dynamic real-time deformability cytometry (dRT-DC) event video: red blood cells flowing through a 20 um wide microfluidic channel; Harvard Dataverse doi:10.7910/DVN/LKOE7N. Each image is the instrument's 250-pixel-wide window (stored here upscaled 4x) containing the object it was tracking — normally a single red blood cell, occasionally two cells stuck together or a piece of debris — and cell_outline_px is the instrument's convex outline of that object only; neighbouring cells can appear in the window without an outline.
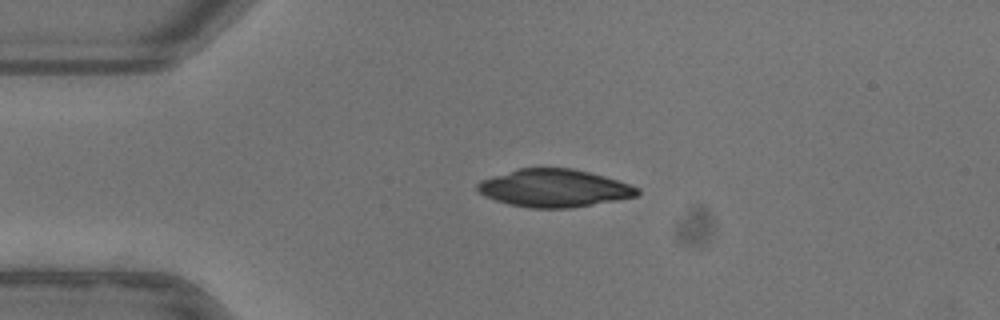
{"species": "common noctule bat (a hibernating species)", "species_latin": "Nyctalus noctula", "temperature_condition": "warm", "stored_images_in_passage": 41, "camera_frame_rate_fps": 3000, "um_per_image_px": 0.085, "animal": {"sex": "female"}, "frame": {"image": 1, "passage_image": 1, "time_ms": 0.0, "image_size_px": [1000, 320], "cell_outline_px": [[640, 192], [636, 196], [616, 200], [568, 208], [528, 208], [508, 204], [484, 196], [476, 188], [476, 184], [480, 180], [520, 168], [572, 168], [604, 176], [640, 188]], "centroid_in_image_um": [47.07, 15.99], "position_along_channel_um": 37.9, "area_um2": 34.85}}